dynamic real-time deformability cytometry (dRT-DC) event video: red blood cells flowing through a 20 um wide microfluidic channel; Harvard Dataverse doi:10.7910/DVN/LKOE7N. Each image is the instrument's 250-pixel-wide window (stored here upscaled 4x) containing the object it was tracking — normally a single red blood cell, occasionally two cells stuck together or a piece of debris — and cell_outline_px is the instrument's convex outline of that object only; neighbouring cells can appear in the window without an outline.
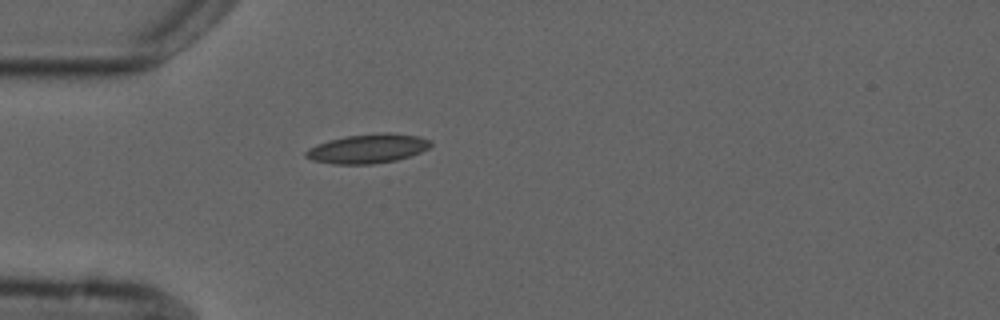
{"species": "common noctule bat (a hibernating species)", "species_latin": "Nyctalus noctula", "temperature_condition": "cold", "stored_images_in_passage": 1, "camera_frame_rate_fps": 3000, "um_per_image_px": 0.085, "animal": {"sex": "male", "forearm_length_mm": 52.5}, "frame": {"image": 1, "passage_image": 1, "time_ms": 0.0, "image_size_px": [1000, 320], "cell_outline_px": [[432, 144], [428, 148], [420, 152], [396, 160], [372, 164], [332, 164], [312, 160], [304, 156], [304, 152], [308, 148], [316, 144], [328, 140], [344, 136], [380, 132], [392, 132], [420, 136], [432, 140]], "centroid_in_image_um": [31.25, 12.61], "position_along_channel_um": 53.8, "area_um2": 21.56}}